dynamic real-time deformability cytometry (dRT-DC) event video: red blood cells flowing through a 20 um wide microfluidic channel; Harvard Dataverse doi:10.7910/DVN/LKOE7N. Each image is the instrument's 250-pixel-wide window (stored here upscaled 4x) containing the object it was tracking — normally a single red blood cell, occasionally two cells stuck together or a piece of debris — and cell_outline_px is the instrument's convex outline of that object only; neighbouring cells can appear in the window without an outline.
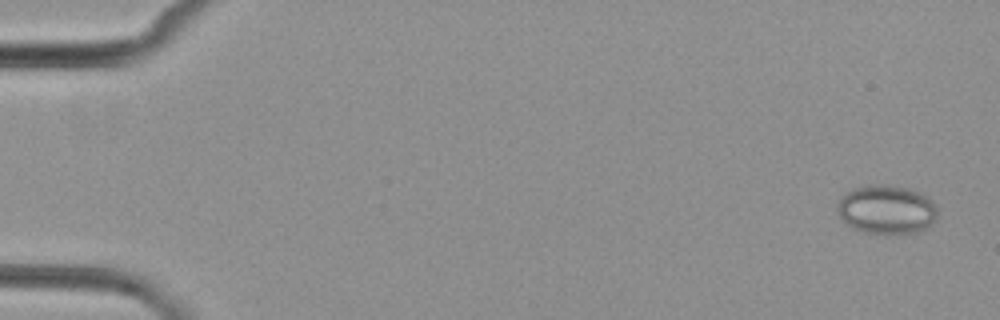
{"species": "common noctule bat (a hibernating species)", "species_latin": "Nyctalus noctula", "temperature_condition": "cold", "stored_images_in_passage": 5, "camera_frame_rate_fps": 3000, "um_per_image_px": 0.085, "animal": {"sex": "female", "body_mass_g": 29.2, "forearm_length_mm": 56.3}, "frame": {"image": 1, "passage_image": 1, "time_ms": 0.0, "image_size_px": [1000, 320], "cell_outline_px": [[936, 220], [928, 228], [916, 232], [864, 232], [848, 224], [840, 216], [836, 208], [836, 204], [840, 196], [856, 188], [908, 188], [920, 192], [928, 196], [936, 208]], "centroid_in_image_um": [75.38, 17.84], "position_along_channel_um": 9.6, "area_um2": 27.28}}